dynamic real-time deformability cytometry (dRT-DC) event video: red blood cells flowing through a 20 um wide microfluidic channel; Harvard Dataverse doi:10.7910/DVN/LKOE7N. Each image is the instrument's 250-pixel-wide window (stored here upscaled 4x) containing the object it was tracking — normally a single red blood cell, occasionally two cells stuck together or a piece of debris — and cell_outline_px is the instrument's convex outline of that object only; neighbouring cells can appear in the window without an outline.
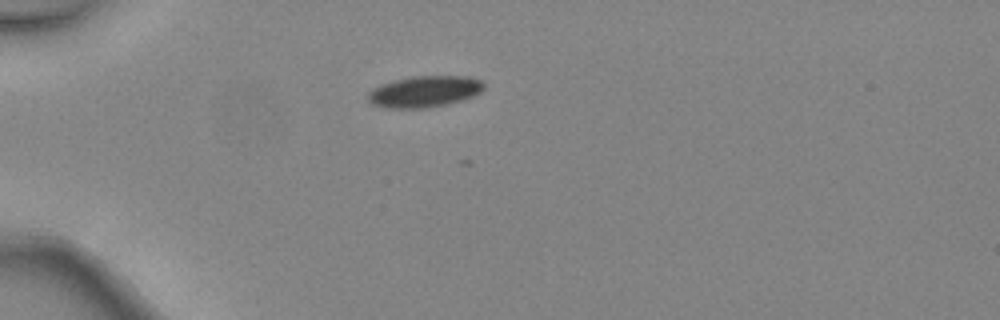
{"species": "common noctule bat (a hibernating species)", "species_latin": "Nyctalus noctula", "temperature_condition": "warm", "stored_images_in_passage": 1, "camera_frame_rate_fps": 3000, "um_per_image_px": 0.085, "animal": {"sex": "female", "body_mass_g": 24.6, "forearm_length_mm": 56.2}, "frame": {"image": 1, "passage_image": 1, "time_ms": 0.0, "image_size_px": [1000, 320], "cell_outline_px": [[484, 88], [480, 92], [472, 96], [448, 104], [428, 108], [384, 108], [372, 104], [368, 100], [368, 92], [372, 88], [380, 84], [412, 76], [468, 76], [480, 80], [484, 84]], "centroid_in_image_um": [36.05, 7.78], "position_along_channel_um": 48.9, "area_um2": 21.21}}